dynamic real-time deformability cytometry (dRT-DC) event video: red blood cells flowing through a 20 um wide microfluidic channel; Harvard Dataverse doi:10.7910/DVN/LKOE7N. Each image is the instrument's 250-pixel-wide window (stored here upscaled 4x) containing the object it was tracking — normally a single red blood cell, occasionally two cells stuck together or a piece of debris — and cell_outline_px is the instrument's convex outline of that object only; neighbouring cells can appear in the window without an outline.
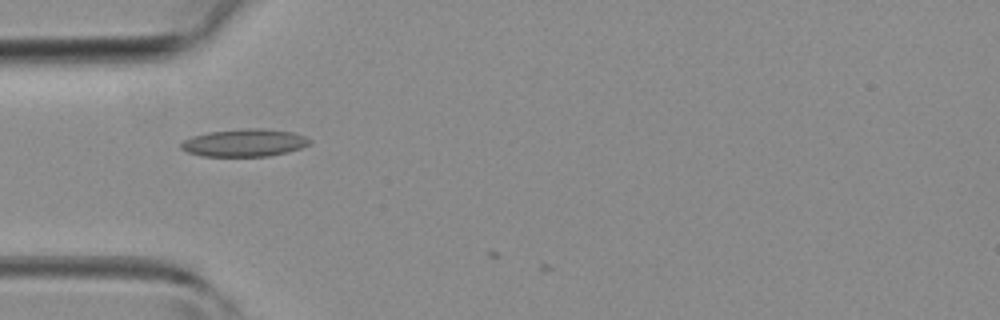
{"species": "common noctule bat (a hibernating species)", "species_latin": "Nyctalus noctula", "temperature_condition": "room temperature", "stored_images_in_passage": 3, "camera_frame_rate_fps": 3000, "um_per_image_px": 0.085, "animal": {"sex": "female", "body_mass_g": 19.3, "forearm_length_mm": 54.1}, "frame": {"image": 1, "passage_image": 2, "time_ms": 0.333, "image_size_px": [1000, 320], "cell_outline_px": [[312, 140], [308, 144], [300, 148], [288, 152], [268, 156], [200, 156], [188, 152], [180, 148], [180, 144], [184, 140], [192, 136], [208, 132], [248, 128], [260, 128], [292, 132], [304, 136]], "centroid_in_image_um": [20.76, 12.14], "position_along_channel_um": 64.2, "area_um2": 20.58}}